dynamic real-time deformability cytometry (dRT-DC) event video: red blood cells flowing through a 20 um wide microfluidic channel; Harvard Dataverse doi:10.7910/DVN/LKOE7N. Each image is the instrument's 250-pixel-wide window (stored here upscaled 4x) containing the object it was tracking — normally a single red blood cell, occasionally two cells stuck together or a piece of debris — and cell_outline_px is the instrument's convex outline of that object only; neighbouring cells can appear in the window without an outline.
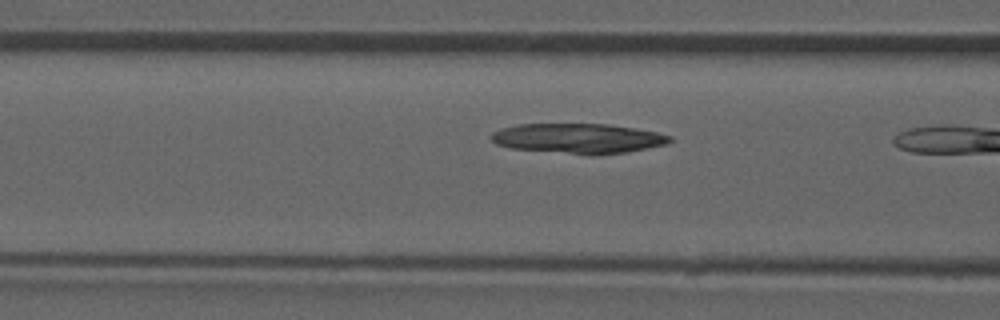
{"species": "common noctule bat (a hibernating species)", "species_latin": "Nyctalus noctula", "temperature_condition": "room temperature", "stored_images_in_passage": 38, "camera_frame_rate_fps": 3000, "um_per_image_px": 0.085, "animal": {"sex": "male", "forearm_length_mm": 52.5}, "frame": {"image": 1, "passage_image": 16, "time_ms": 5.0, "image_size_px": [1000, 320], "cell_outline_px": [[672, 140], [668, 144], [628, 152], [592, 156], [588, 156], [508, 148], [496, 144], [492, 140], [492, 132], [500, 128], [520, 124], [608, 124], [636, 128], [656, 132], [672, 136]], "centroid_in_image_um": [49.16, 11.78], "position_along_channel_um": 117.4, "area_um2": 31.73}}